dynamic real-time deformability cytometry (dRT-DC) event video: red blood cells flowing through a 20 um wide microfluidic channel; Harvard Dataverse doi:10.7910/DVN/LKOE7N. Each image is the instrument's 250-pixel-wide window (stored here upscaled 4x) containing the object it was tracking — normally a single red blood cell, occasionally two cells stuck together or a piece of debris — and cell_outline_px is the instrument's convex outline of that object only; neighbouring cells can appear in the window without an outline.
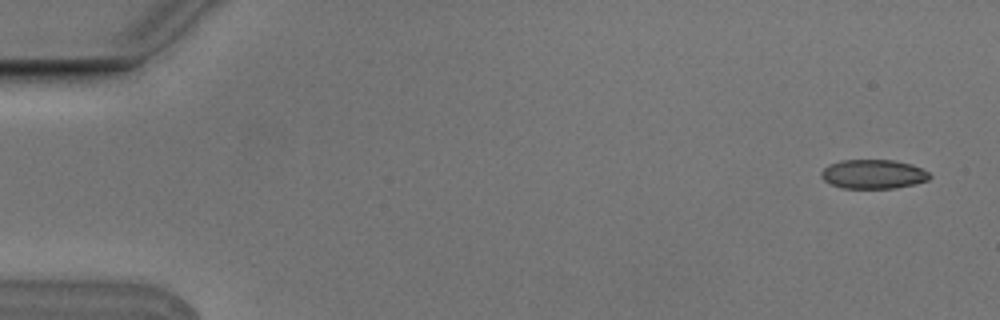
{"species": "Egyptian fruit bat (a non-hibernating species)", "species_latin": "Rousettus aegyptiacus", "temperature_condition": "cold", "stored_images_in_passage": 5, "camera_frame_rate_fps": 3000, "um_per_image_px": 0.085, "animal": {"sex": "male"}, "frame": {"image": 1, "passage_image": 1, "time_ms": 0.0, "image_size_px": [1000, 320], "cell_outline_px": [[932, 176], [928, 180], [916, 184], [896, 188], [840, 188], [824, 180], [820, 176], [820, 172], [828, 164], [840, 160], [896, 160], [912, 164], [928, 172]], "centroid_in_image_um": [74.23, 14.8], "position_along_channel_um": 10.8, "area_um2": 18.61}}